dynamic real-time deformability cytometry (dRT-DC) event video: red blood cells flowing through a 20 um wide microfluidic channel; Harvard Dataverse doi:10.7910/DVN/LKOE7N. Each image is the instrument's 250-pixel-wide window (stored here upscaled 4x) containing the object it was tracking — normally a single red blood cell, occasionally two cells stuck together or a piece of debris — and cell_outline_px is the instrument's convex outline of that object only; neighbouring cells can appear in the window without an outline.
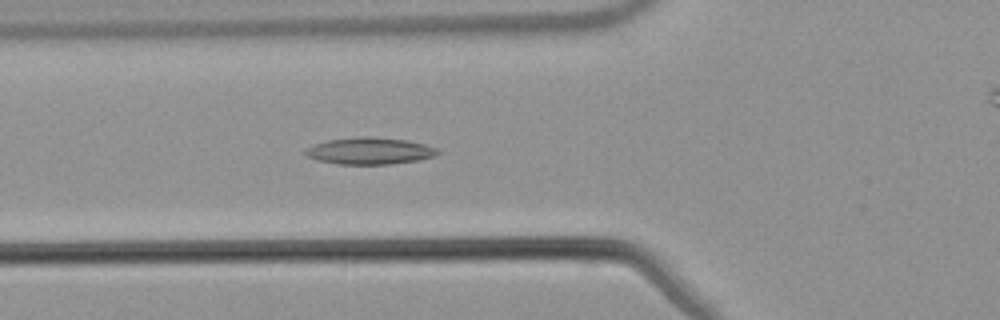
{"species": "common noctule bat (a hibernating species)", "species_latin": "Nyctalus noctula", "temperature_condition": "warm", "stored_images_in_passage": 56, "camera_frame_rate_fps": 3000, "um_per_image_px": 0.085, "animal": {"sex": "male", "body_mass_g": 21.5, "forearm_length_mm": 52.0}, "frame": {"image": 1, "passage_image": 21, "time_ms": 6.667, "image_size_px": [1000, 320], "cell_outline_px": [[440, 152], [436, 156], [420, 160], [388, 164], [340, 164], [316, 160], [308, 156], [304, 152], [308, 148], [316, 144], [328, 140], [356, 136], [368, 136], [404, 140], [424, 144], [440, 148]], "centroid_in_image_um": [31.48, 12.83], "position_along_channel_um": 94.3, "area_um2": 20.63}}
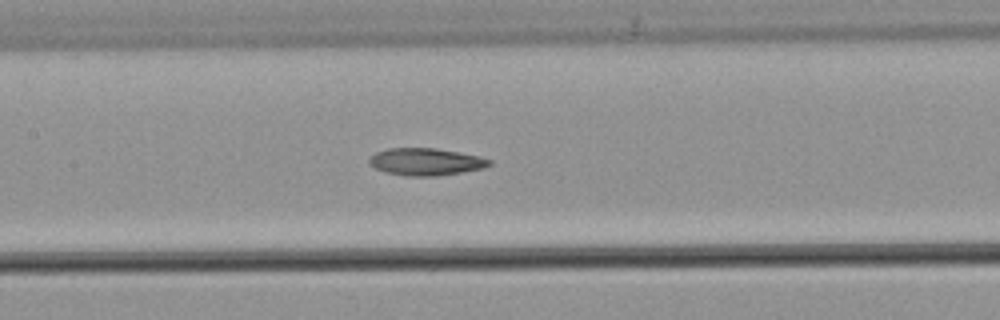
{"frame": {"image": 2, "passage_image": 27, "time_ms": 8.667, "image_size_px": [1000, 320], "cell_outline_px": [[492, 164], [484, 168], [436, 176], [408, 176], [384, 172], [376, 168], [368, 160], [376, 152], [388, 148], [436, 148], [480, 156], [492, 160]], "centroid_in_image_um": [36.22, 13.74], "position_along_channel_um": 171.2, "area_um2": 18.96}}
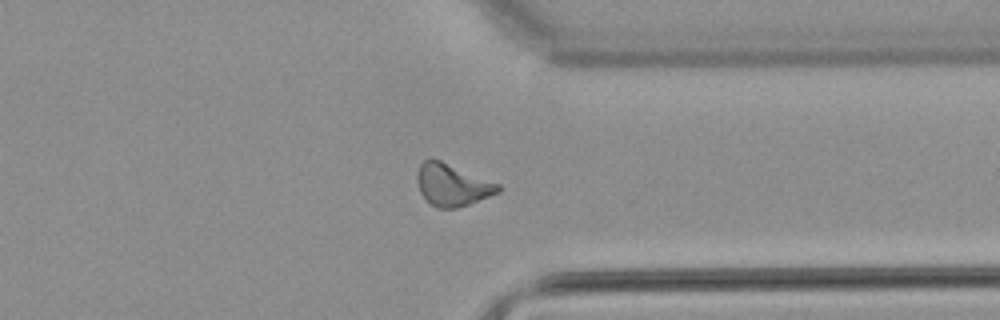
{"frame": {"image": 3, "passage_image": 43, "time_ms": 14.0, "image_size_px": [1000, 320], "cell_outline_px": [[500, 192], [468, 204], [456, 208], [440, 208], [432, 204], [420, 192], [416, 180], [416, 176], [420, 164], [424, 160], [440, 160], [500, 184]], "centroid_in_image_um": [38.44, 15.71], "position_along_channel_um": 373.0, "area_um2": 19.48}, "authors_computed_cell_mechanics": {"area_um2": 19.5075, "velocity_mm_per_s": 3.8187, "shape_relaxation_time_tau1_ms": null, "shape_relaxation_time_tau2_ms": 6.7448, "deformation_change_tau1": null, "deformation_change_tau2": 0.1675}}